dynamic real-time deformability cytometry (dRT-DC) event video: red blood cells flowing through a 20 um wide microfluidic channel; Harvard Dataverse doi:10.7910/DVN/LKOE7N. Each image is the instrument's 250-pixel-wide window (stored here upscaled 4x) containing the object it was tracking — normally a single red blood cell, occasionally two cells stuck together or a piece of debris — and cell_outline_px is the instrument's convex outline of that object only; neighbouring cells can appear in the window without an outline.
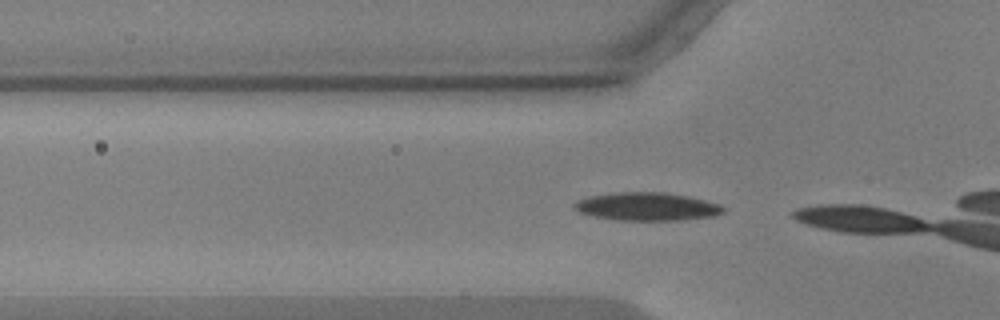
{"species": "common noctule bat (a hibernating species)", "species_latin": "Nyctalus noctula", "temperature_condition": "warm", "stored_images_in_passage": 9, "camera_frame_rate_fps": 3000, "um_per_image_px": 0.085, "animal": {"sex": "male", "body_mass_g": 17.9, "forearm_length_mm": 54.2}, "frame": {"image": 1, "passage_image": 8, "time_ms": 2.333, "image_size_px": [1000, 320], "cell_outline_px": [[724, 212], [716, 216], [676, 220], [620, 220], [596, 216], [580, 212], [572, 204], [576, 200], [588, 196], [620, 192], [664, 192], [688, 196], [720, 204], [724, 208]], "centroid_in_image_um": [55.01, 17.55], "position_along_channel_um": 70.8, "area_um2": 24.22}}